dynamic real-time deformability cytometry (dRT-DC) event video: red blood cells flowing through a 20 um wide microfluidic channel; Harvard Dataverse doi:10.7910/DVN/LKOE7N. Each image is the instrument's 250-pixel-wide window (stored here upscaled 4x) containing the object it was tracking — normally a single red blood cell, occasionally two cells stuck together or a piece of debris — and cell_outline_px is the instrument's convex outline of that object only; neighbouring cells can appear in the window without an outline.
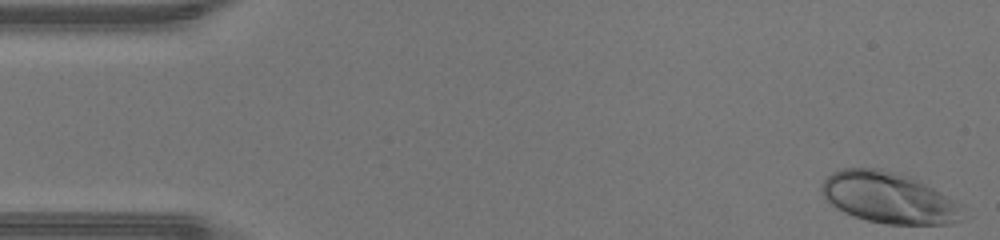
{"species": "human", "species_latin": "Homo sapiens", "temperature_condition": "warm", "stored_images_in_passage": 46, "camera_frame_rate_fps": 3000, "um_per_image_px": 0.085, "donor": {"sex": "male"}, "frame": {"image": 1, "passage_image": 1, "time_ms": 0.0, "image_size_px": [1000, 240], "cell_outline_px": [[972, 216], [964, 220], [948, 224], [888, 224], [868, 220], [844, 212], [832, 204], [824, 196], [820, 188], [820, 184], [832, 172], [840, 168], [880, 168], [900, 172], [912, 176], [964, 204]], "centroid_in_image_um": [75.7, 16.8], "position_along_channel_um": 9.3, "area_um2": 43.06}}
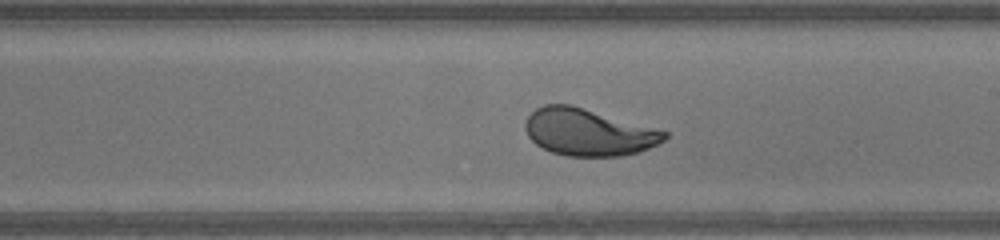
{"frame": {"image": 2, "passage_image": 26, "time_ms": 8.333, "image_size_px": [1000, 240], "cell_outline_px": [[668, 136], [660, 144], [640, 152], [620, 156], [568, 156], [552, 152], [536, 144], [528, 136], [524, 128], [524, 124], [528, 116], [536, 108], [544, 104], [572, 104], [668, 132]], "centroid_in_image_um": [50.01, 11.23], "position_along_channel_um": 239.0, "area_um2": 38.21}}
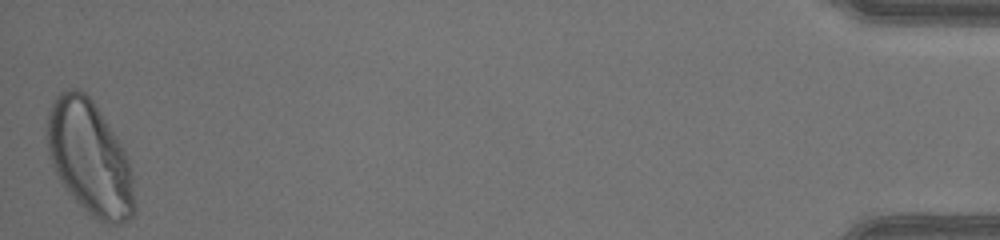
{"frame": {"image": 3, "passage_image": 46, "time_ms": 15.0, "image_size_px": [1000, 240], "cell_outline_px": [[136, 212], [128, 220], [120, 224], [108, 224], [92, 216], [68, 192], [60, 180], [48, 156], [48, 112], [52, 100], [60, 92], [68, 88], [76, 88], [84, 92], [92, 100], [124, 148], [132, 172], [136, 204]], "centroid_in_image_um": [7.65, 13.43], "position_along_channel_um": 427.6, "area_um2": 57.86}, "authors_computed_cell_mechanics": {"area_um2": 39.1884, "velocity_mm_per_s": 4.3882, "shape_relaxation_time_tau1_ms": 2.8384, "shape_relaxation_time_tau2_ms": null, "deformation_change_tau1": 0.175, "deformation_change_tau2": null}}